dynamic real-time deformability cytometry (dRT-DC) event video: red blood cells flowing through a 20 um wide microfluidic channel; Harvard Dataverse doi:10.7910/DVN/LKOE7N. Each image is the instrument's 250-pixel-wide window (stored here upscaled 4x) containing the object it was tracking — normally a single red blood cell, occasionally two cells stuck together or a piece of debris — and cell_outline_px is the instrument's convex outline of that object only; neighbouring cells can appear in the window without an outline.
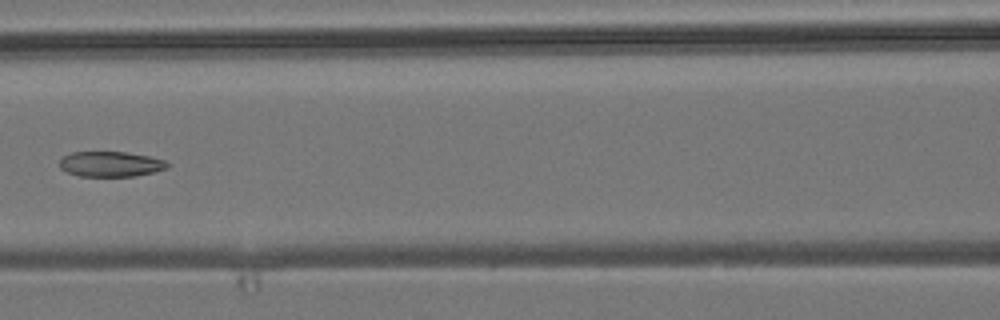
{"species": "common noctule bat (a hibernating species)", "species_latin": "Nyctalus noctula", "temperature_condition": "room temperature", "stored_images_in_passage": 8, "camera_frame_rate_fps": 3000, "um_per_image_px": 0.085, "animal": {"sex": "male", "body_mass_g": 19.2, "forearm_length_mm": 51.8}, "frame": {"image": 1, "passage_image": 6, "time_ms": 6.667, "image_size_px": [1000, 320], "cell_outline_px": [[168, 168], [156, 172], [136, 176], [80, 176], [68, 172], [60, 168], [60, 160], [64, 156], [72, 152], [124, 152], [148, 156], [164, 160], [168, 164]], "centroid_in_image_um": [9.42, 13.95], "position_along_channel_um": 157.2, "area_um2": 15.78}}
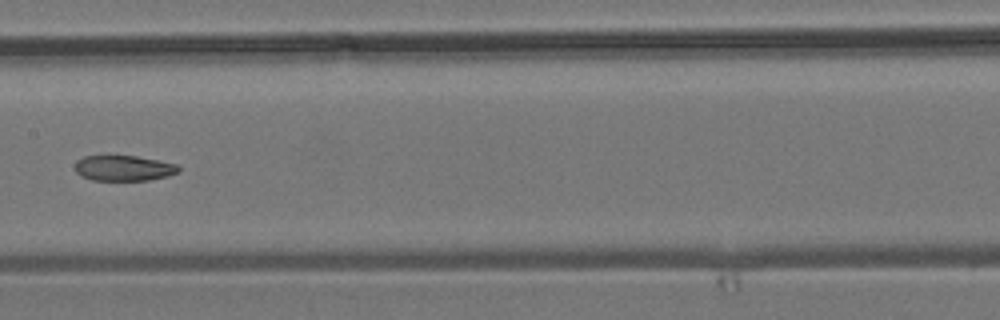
{"frame": {"image": 2, "passage_image": 7, "time_ms": 7.667, "image_size_px": [1000, 320], "cell_outline_px": [[180, 172], [168, 176], [148, 180], [92, 180], [80, 176], [76, 172], [76, 160], [84, 156], [136, 156], [176, 164], [180, 168]], "centroid_in_image_um": [10.51, 14.3], "position_along_channel_um": 196.9, "area_um2": 15.32}}
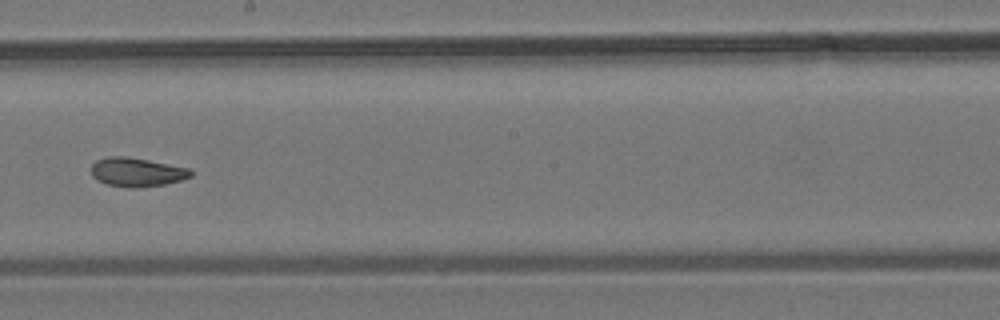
{"frame": {"image": 3, "passage_image": 8, "time_ms": 8.667, "image_size_px": [1000, 320], "cell_outline_px": [[192, 176], [180, 180], [164, 184], [132, 188], [128, 188], [108, 184], [92, 176], [92, 164], [96, 160], [108, 156], [128, 156], [188, 168], [192, 172]], "centroid_in_image_um": [11.61, 14.62], "position_along_channel_um": 236.6, "area_um2": 16.53}}